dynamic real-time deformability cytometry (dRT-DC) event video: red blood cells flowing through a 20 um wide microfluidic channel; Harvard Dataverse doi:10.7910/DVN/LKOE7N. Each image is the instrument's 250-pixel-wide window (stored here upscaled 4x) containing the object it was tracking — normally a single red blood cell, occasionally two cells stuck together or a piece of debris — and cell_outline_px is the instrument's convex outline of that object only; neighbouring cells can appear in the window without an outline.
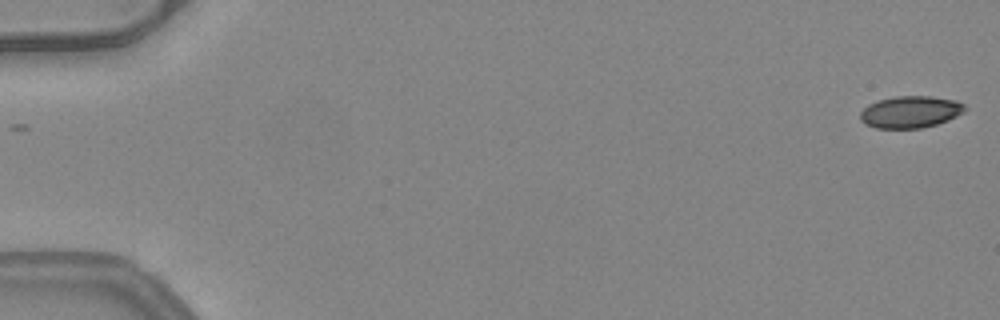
{"species": "common noctule bat (a hibernating species)", "species_latin": "Nyctalus noctula", "temperature_condition": "warm", "stored_images_in_passage": 52, "camera_frame_rate_fps": 3000, "um_per_image_px": 0.085, "animal": {"sex": "female", "body_mass_g": 24.6, "forearm_length_mm": 56.2}, "frame": {"image": 1, "passage_image": 1, "time_ms": 0.0, "image_size_px": [1000, 320], "cell_outline_px": [[968, 108], [964, 112], [948, 120], [936, 124], [920, 128], [876, 128], [864, 124], [860, 120], [860, 112], [868, 104], [880, 100], [896, 96], [928, 96], [956, 100], [964, 104]], "centroid_in_image_um": [77.38, 9.51], "position_along_channel_um": 7.6, "area_um2": 19.48}}
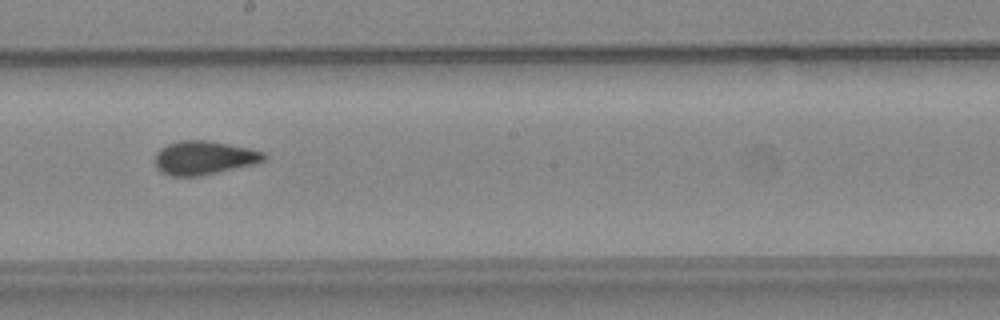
{"frame": {"image": 2, "passage_image": 30, "time_ms": 9.667, "image_size_px": [1000, 320], "cell_outline_px": [[268, 156], [264, 160], [256, 164], [200, 176], [168, 176], [160, 172], [156, 168], [156, 152], [160, 148], [168, 144], [180, 140], [204, 140], [228, 144], [248, 148], [264, 152]], "centroid_in_image_um": [17.33, 13.42], "position_along_channel_um": 230.9, "area_um2": 21.5}}
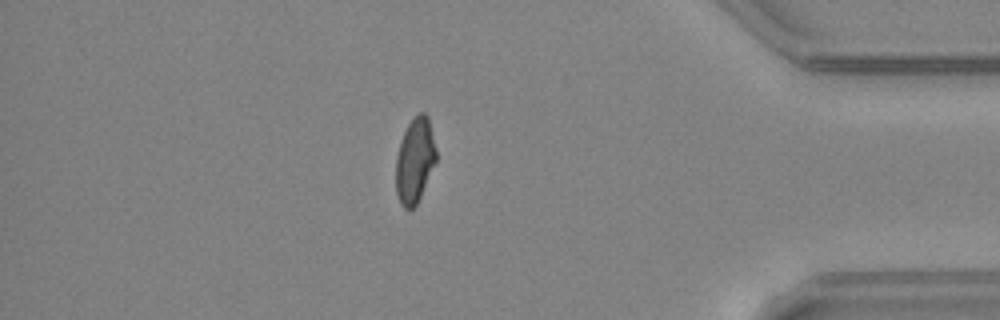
{"frame": {"image": 3, "passage_image": 45, "time_ms": 14.667, "image_size_px": [1000, 320], "cell_outline_px": [[436, 160], [420, 196], [416, 204], [412, 208], [404, 208], [400, 204], [396, 192], [396, 156], [400, 140], [408, 124], [420, 112], [424, 112], [428, 116], [436, 148]], "centroid_in_image_um": [35.25, 13.62], "position_along_channel_um": 400.0, "area_um2": 19.71}}